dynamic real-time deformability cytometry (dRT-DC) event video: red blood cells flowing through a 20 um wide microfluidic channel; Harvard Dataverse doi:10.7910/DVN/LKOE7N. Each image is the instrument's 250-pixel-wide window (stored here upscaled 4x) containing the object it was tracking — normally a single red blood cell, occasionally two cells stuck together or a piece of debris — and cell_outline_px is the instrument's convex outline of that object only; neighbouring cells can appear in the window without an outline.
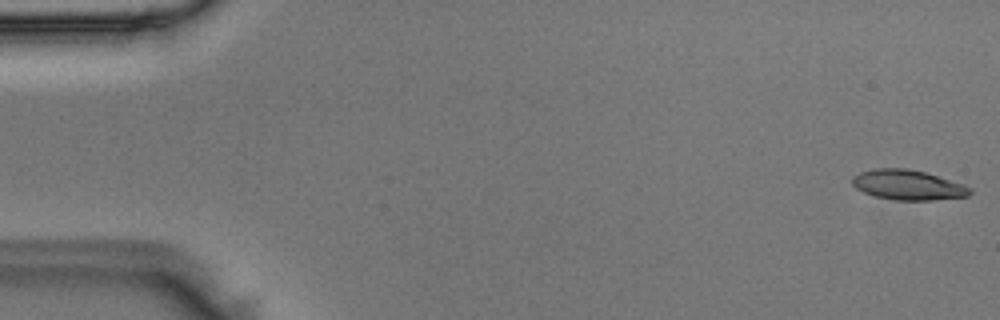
{"species": "Egyptian fruit bat (a non-hibernating species)", "species_latin": "Rousettus aegyptiacus", "temperature_condition": "room temperature", "stored_images_in_passage": 51, "camera_frame_rate_fps": 3000, "um_per_image_px": 0.085, "animal": {"sex": "male"}, "frame": {"image": 1, "passage_image": 1, "time_ms": 0.0, "image_size_px": [1000, 320], "cell_outline_px": [[972, 192], [968, 196], [932, 200], [896, 200], [872, 196], [856, 188], [852, 184], [852, 176], [860, 172], [876, 168], [908, 168], [924, 172], [964, 184], [972, 188]], "centroid_in_image_um": [77.16, 15.72], "position_along_channel_um": 7.8, "area_um2": 20.63}}
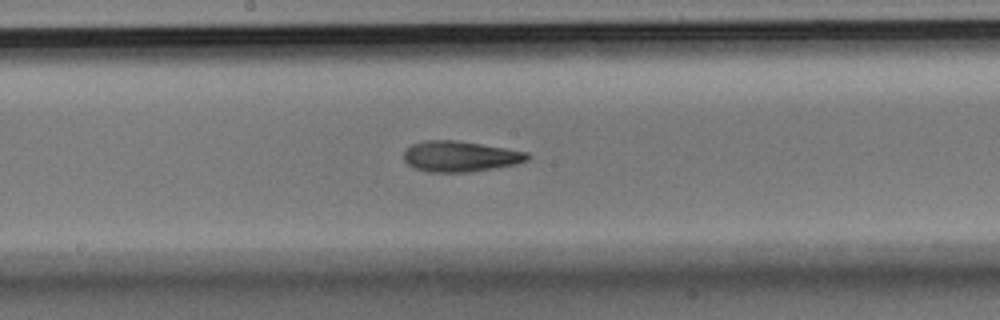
{"frame": {"image": 2, "passage_image": 27, "time_ms": 8.667, "image_size_px": [1000, 320], "cell_outline_px": [[532, 156], [528, 160], [516, 164], [468, 172], [428, 172], [412, 168], [404, 160], [404, 152], [412, 144], [424, 140], [456, 140], [528, 152]], "centroid_in_image_um": [39.1, 13.29], "position_along_channel_um": 209.1, "area_um2": 22.08}}
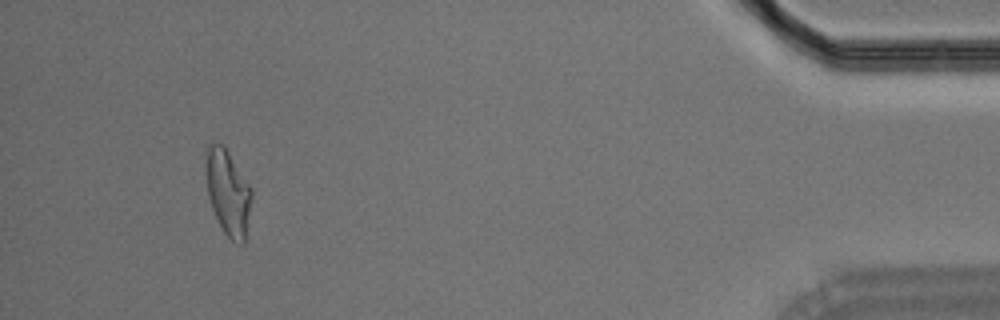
{"frame": {"image": 3, "passage_image": 48, "time_ms": 15.667, "image_size_px": [1000, 320], "cell_outline_px": [[252, 196], [244, 244], [240, 244], [232, 240], [224, 232], [212, 208], [208, 196], [208, 144], [224, 144], [252, 188]], "centroid_in_image_um": [19.43, 16.38], "position_along_channel_um": 415.8, "area_um2": 22.08}}